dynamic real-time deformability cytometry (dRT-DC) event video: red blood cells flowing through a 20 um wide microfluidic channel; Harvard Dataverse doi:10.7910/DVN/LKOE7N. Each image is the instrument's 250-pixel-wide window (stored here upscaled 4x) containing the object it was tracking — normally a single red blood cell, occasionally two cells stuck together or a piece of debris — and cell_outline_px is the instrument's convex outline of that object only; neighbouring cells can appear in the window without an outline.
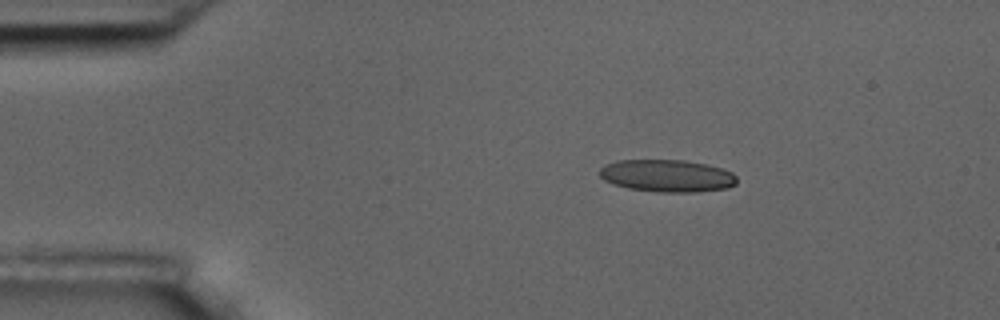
{"species": "common noctule bat (a hibernating species)", "species_latin": "Nyctalus noctula", "temperature_condition": "room temperature", "stored_images_in_passage": 3, "camera_frame_rate_fps": 3000, "um_per_image_px": 0.085, "animal": {"sex": "male", "body_mass_g": 17.5, "forearm_length_mm": 52.3}, "frame": {"image": 1, "passage_image": 1, "time_ms": 0.0, "image_size_px": [1000, 320], "cell_outline_px": [[736, 184], [728, 188], [696, 192], [656, 192], [628, 188], [612, 184], [604, 180], [600, 176], [600, 168], [604, 164], [616, 160], [684, 160], [704, 164], [720, 168], [732, 172], [736, 176]], "centroid_in_image_um": [56.67, 14.94], "position_along_channel_um": 28.3, "area_um2": 25.95}}
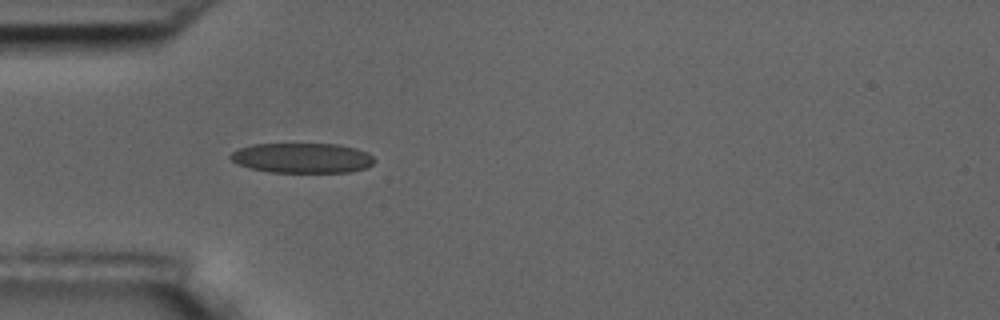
{"frame": {"image": 2, "passage_image": 3, "time_ms": 2.333, "image_size_px": [1000, 320], "cell_outline_px": [[376, 160], [372, 164], [364, 168], [348, 172], [268, 172], [236, 164], [228, 156], [232, 152], [240, 148], [252, 144], [340, 144], [356, 148], [368, 152]], "centroid_in_image_um": [25.69, 13.42], "position_along_channel_um": 59.3, "area_um2": 25.2}}